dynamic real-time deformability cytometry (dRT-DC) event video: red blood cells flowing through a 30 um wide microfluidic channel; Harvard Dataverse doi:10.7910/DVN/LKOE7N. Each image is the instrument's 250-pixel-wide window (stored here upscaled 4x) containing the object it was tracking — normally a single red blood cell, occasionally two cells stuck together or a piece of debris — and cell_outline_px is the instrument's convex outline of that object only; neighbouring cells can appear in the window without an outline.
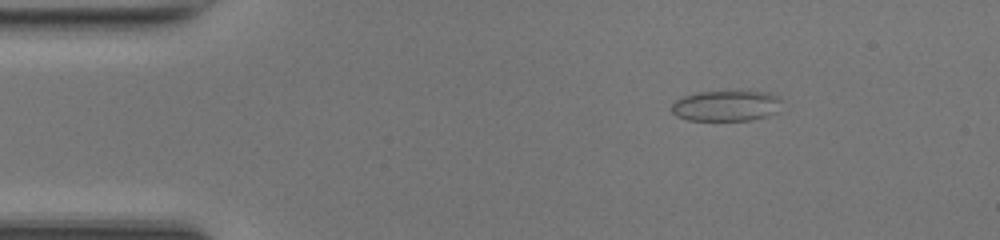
{"species": "common noctule bat (a hibernating species)", "species_latin": "Nyctalus noctula", "temperature_condition": "room temperature", "stored_images_in_passage": 43, "camera_frame_rate_fps": 3000, "um_per_image_px": 0.085, "animal": {"sex": "female", "body_mass_g": 17.0, "forearm_length_mm": 48.0}, "frame": {"image": 1, "passage_image": 1, "time_ms": 0.0, "image_size_px": [1000, 240], "cell_outline_px": [[780, 112], [768, 116], [748, 120], [688, 120], [676, 116], [672, 112], [672, 104], [676, 100], [684, 96], [696, 92], [768, 92], [780, 96]], "centroid_in_image_um": [61.76, 9.0], "position_along_channel_um": 23.2, "area_um2": 19.71}}
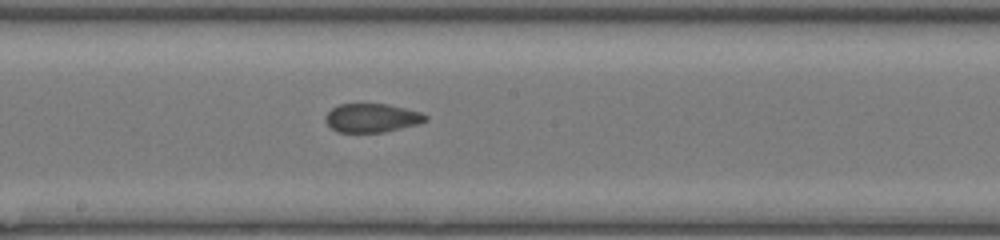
{"frame": {"image": 2, "passage_image": 20, "time_ms": 6.333, "image_size_px": [1000, 240], "cell_outline_px": [[428, 120], [416, 124], [384, 132], [336, 132], [324, 120], [324, 116], [332, 108], [340, 104], [388, 104], [420, 112], [428, 116]], "centroid_in_image_um": [31.58, 10.02], "position_along_channel_um": 216.6, "area_um2": 16.65}}
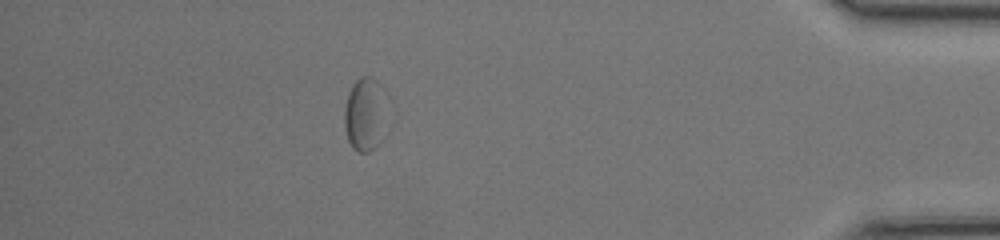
{"frame": {"image": 3, "passage_image": 37, "time_ms": 12.0, "image_size_px": [1000, 240], "cell_outline_px": [[392, 100], [380, 140], [368, 152], [360, 152], [352, 148], [348, 140], [344, 128], [344, 108], [348, 92], [352, 84], [360, 76], [372, 76], [384, 88]], "centroid_in_image_um": [31.09, 9.62], "position_along_channel_um": 404.1, "area_um2": 19.36}, "authors_computed_cell_mechanics": {"area_um2": 17.2822, "velocity_mm_per_s": 4.2037, "shape_relaxation_time_tau1_ms": null, "shape_relaxation_time_tau2_ms": 1.6526, "deformation_change_tau1": null, "deformation_change_tau2": 0.0648}}